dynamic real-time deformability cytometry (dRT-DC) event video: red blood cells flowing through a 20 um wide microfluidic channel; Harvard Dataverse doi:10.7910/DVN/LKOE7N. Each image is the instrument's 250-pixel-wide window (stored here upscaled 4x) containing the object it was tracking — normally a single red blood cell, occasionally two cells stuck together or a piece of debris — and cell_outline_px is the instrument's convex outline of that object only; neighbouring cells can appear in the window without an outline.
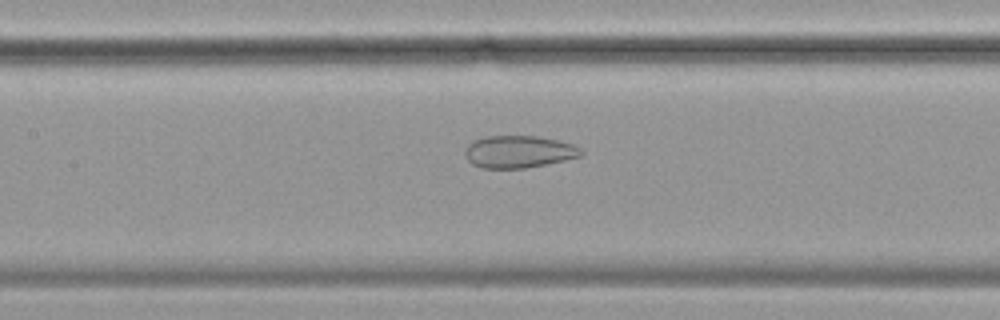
{"species": "common noctule bat (a hibernating species)", "species_latin": "Nyctalus noctula", "temperature_condition": "cold", "stored_images_in_passage": 52, "camera_frame_rate_fps": 3000, "um_per_image_px": 0.085, "animal": {"sex": "female", "body_mass_g": 19.9}, "frame": {"image": 1, "passage_image": 21, "time_ms": 6.667, "image_size_px": [1000, 320], "cell_outline_px": [[584, 152], [580, 156], [564, 160], [524, 168], [480, 168], [472, 164], [464, 156], [464, 152], [468, 144], [472, 140], [484, 136], [536, 136], [556, 140], [572, 144], [580, 148]], "centroid_in_image_um": [44.03, 12.89], "position_along_channel_um": 163.4, "area_um2": 21.79}}
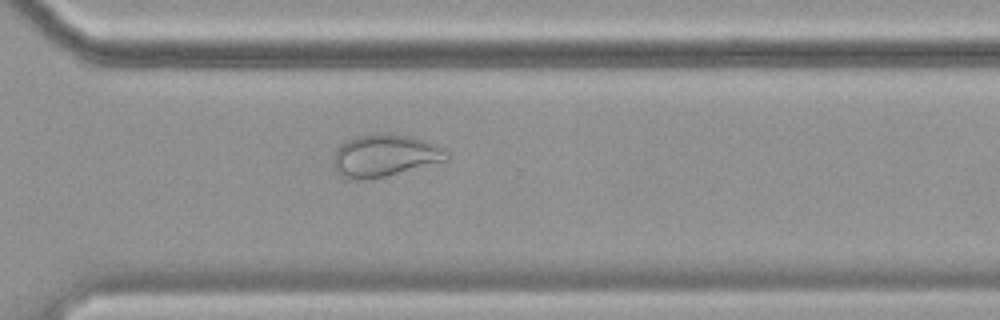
{"frame": {"image": 2, "passage_image": 36, "time_ms": 11.667, "image_size_px": [1000, 320], "cell_outline_px": [[448, 160], [368, 180], [348, 180], [340, 176], [336, 172], [332, 164], [332, 156], [336, 148], [344, 140], [356, 136], [384, 132], [412, 136], [436, 144], [444, 148], [448, 152]], "centroid_in_image_um": [32.63, 13.22], "position_along_channel_um": 338.0, "area_um2": 28.5}}
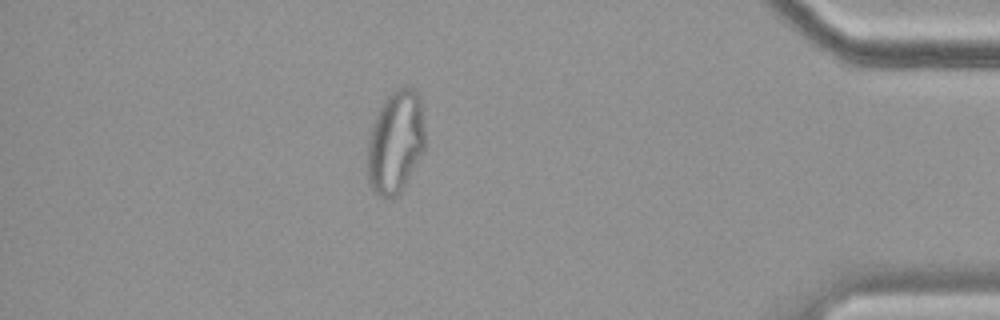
{"frame": {"image": 3, "passage_image": 45, "time_ms": 14.667, "image_size_px": [1000, 320], "cell_outline_px": [[424, 152], [400, 192], [396, 196], [380, 196], [372, 192], [368, 184], [368, 140], [376, 116], [384, 100], [396, 88], [412, 88], [420, 96], [424, 128]], "centroid_in_image_um": [33.62, 12.09], "position_along_channel_um": 401.6, "area_um2": 34.22}}